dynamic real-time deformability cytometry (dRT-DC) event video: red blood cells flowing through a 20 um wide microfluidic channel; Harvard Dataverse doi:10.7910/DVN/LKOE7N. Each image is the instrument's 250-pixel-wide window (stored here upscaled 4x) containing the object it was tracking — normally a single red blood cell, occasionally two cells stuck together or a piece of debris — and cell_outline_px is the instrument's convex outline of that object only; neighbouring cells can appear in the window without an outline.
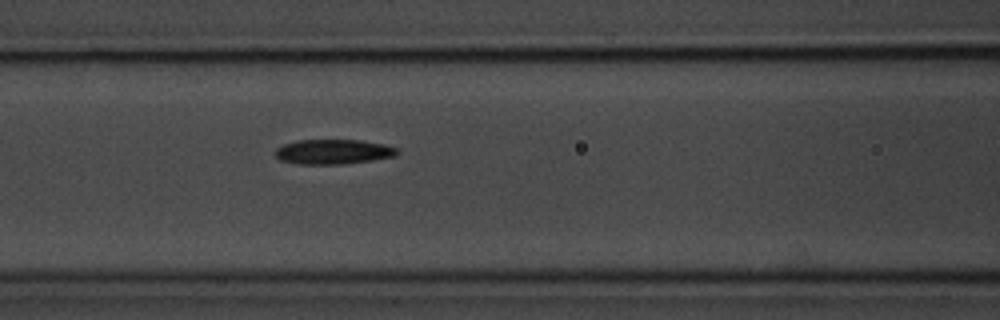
{"species": "common noctule bat (a hibernating species)", "species_latin": "Nyctalus noctula", "temperature_condition": "room temperature", "stored_images_in_passage": 6, "segment_of_instrument_passage": [1, 2], "camera_frame_rate_fps": 3000, "um_per_image_px": 0.085, "animal": {"sex": "male", "body_mass_g": 20.1, "forearm_length_mm": 53.5}, "frame": {"image": 1, "passage_image": 5, "time_ms": 5.333, "image_size_px": [1000, 320], "cell_outline_px": [[400, 152], [396, 156], [372, 160], [344, 164], [296, 164], [280, 160], [276, 156], [276, 148], [284, 144], [296, 140], [360, 140], [384, 144], [396, 148]], "centroid_in_image_um": [28.33, 12.9], "position_along_channel_um": 138.3, "area_um2": 17.69}}